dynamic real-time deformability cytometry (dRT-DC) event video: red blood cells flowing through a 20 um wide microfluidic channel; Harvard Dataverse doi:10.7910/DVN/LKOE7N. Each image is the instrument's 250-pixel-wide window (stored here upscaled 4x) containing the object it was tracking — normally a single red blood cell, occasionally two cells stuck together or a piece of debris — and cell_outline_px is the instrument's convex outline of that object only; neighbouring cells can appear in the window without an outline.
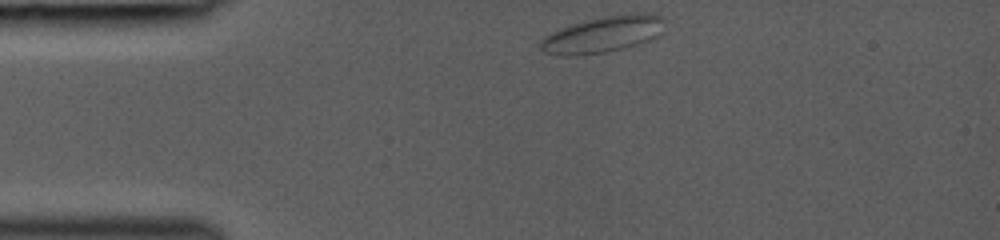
{"species": "common noctule bat (a hibernating species)", "species_latin": "Nyctalus noctula", "temperature_condition": "room temperature", "stored_images_in_passage": 34, "camera_frame_rate_fps": 3000, "um_per_image_px": 0.085, "animal": {"sex": "female", "body_mass_g": 19.0, "forearm_length_mm": 53.3}, "frame": {"image": 1, "passage_image": 1, "time_ms": 0.0, "image_size_px": [1000, 240], "cell_outline_px": [[664, 20], [656, 40], [624, 48], [604, 52], [576, 56], [560, 56], [544, 52], [536, 44], [544, 36], [552, 32], [572, 24], [584, 20], [600, 16], [628, 12], [652, 12], [660, 16]], "centroid_in_image_um": [51.25, 2.91], "position_along_channel_um": 33.7, "area_um2": 26.99}}
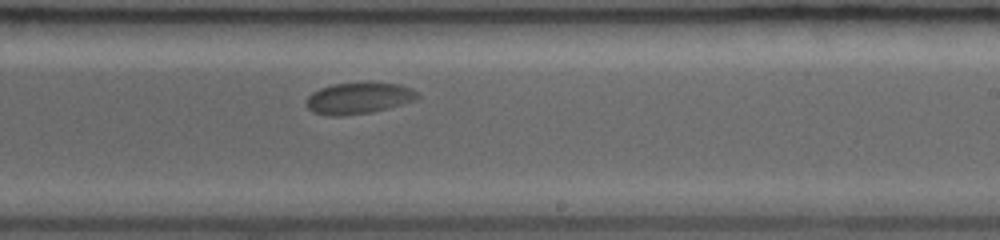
{"frame": {"image": 2, "passage_image": 20, "time_ms": 6.333, "image_size_px": [1000, 240], "cell_outline_px": [[420, 96], [416, 100], [372, 112], [340, 116], [328, 116], [312, 112], [304, 104], [308, 96], [312, 92], [320, 88], [332, 84], [400, 84], [412, 88], [420, 92]], "centroid_in_image_um": [30.47, 8.37], "position_along_channel_um": 258.5, "area_um2": 20.17}}
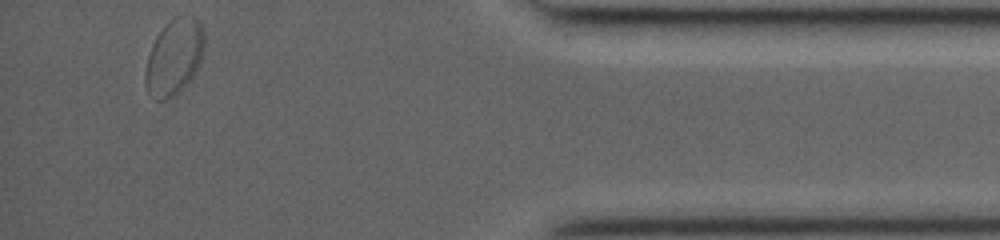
{"frame": {"image": 3, "passage_image": 34, "time_ms": 11.0, "image_size_px": [1000, 240], "cell_outline_px": [[204, 48], [200, 60], [192, 76], [180, 92], [172, 96], [160, 100], [156, 100], [148, 92], [144, 80], [144, 72], [148, 56], [152, 44], [156, 36], [164, 24], [172, 16], [180, 12], [188, 12], [196, 16], [200, 20], [204, 32]], "centroid_in_image_um": [14.81, 4.73], "position_along_channel_um": 420.4, "area_um2": 26.7}}